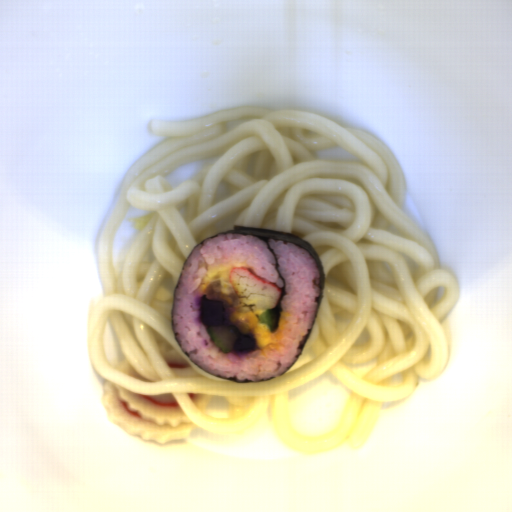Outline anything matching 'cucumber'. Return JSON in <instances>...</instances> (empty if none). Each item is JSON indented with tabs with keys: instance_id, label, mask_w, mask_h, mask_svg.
I'll use <instances>...</instances> for the list:
<instances>
[{
	"instance_id": "obj_2",
	"label": "cucumber",
	"mask_w": 512,
	"mask_h": 512,
	"mask_svg": "<svg viewBox=\"0 0 512 512\" xmlns=\"http://www.w3.org/2000/svg\"><path fill=\"white\" fill-rule=\"evenodd\" d=\"M263 313L258 315V320L261 323H267L270 331L276 332L279 329V322L281 319V311H284L281 307V302H278L277 306L272 309H263Z\"/></svg>"
},
{
	"instance_id": "obj_1",
	"label": "cucumber",
	"mask_w": 512,
	"mask_h": 512,
	"mask_svg": "<svg viewBox=\"0 0 512 512\" xmlns=\"http://www.w3.org/2000/svg\"><path fill=\"white\" fill-rule=\"evenodd\" d=\"M206 331L214 345L220 348L223 353L233 351L238 337L231 328L223 324L222 326H207Z\"/></svg>"
}]
</instances>
